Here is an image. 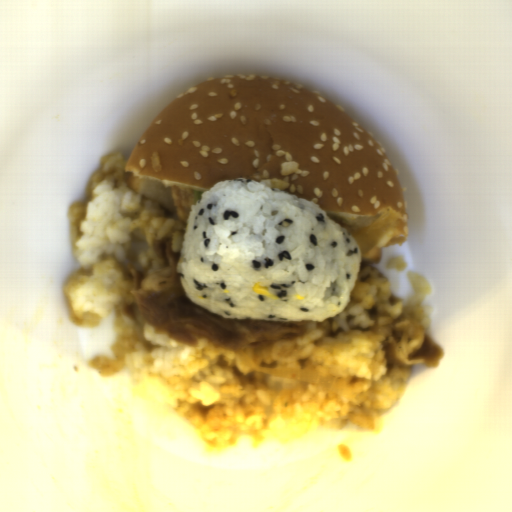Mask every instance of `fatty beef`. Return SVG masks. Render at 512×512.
I'll use <instances>...</instances> for the list:
<instances>
[{
  "mask_svg": "<svg viewBox=\"0 0 512 512\" xmlns=\"http://www.w3.org/2000/svg\"><path fill=\"white\" fill-rule=\"evenodd\" d=\"M159 265L147 273L128 263L124 273L132 280L124 314L144 319L156 332L179 345L195 347L198 339L235 353L257 344L303 337L306 320L271 322L224 318L194 303L188 297L178 273L179 252H173L170 238L154 243Z\"/></svg>",
  "mask_w": 512,
  "mask_h": 512,
  "instance_id": "1",
  "label": "fatty beef"
},
{
  "mask_svg": "<svg viewBox=\"0 0 512 512\" xmlns=\"http://www.w3.org/2000/svg\"><path fill=\"white\" fill-rule=\"evenodd\" d=\"M386 361V374L392 379L405 380L413 366L437 368L443 358L442 348L428 332L406 334L398 332L388 338L382 348Z\"/></svg>",
  "mask_w": 512,
  "mask_h": 512,
  "instance_id": "2",
  "label": "fatty beef"
}]
</instances>
